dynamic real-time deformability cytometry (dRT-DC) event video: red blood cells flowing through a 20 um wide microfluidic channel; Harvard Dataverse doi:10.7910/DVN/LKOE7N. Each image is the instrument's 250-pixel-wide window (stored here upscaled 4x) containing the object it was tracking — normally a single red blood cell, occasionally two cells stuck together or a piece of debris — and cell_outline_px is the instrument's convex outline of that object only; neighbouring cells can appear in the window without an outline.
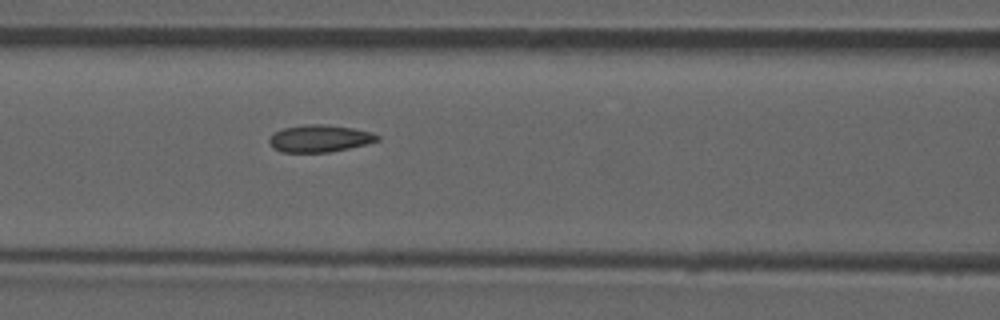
{"species": "common noctule bat (a hibernating species)", "species_latin": "Nyctalus noctula", "temperature_condition": "room temperature", "stored_images_in_passage": 4, "camera_frame_rate_fps": 3000, "um_per_image_px": 0.085, "animal": {"sex": "male", "forearm_length_mm": 52.5}, "frame": {"image": 1, "passage_image": 4, "time_ms": 4.667, "image_size_px": [1000, 320], "cell_outline_px": [[380, 140], [348, 148], [328, 152], [280, 152], [272, 148], [268, 140], [272, 132], [280, 128], [308, 124], [324, 124], [352, 128], [372, 132], [380, 136]], "centroid_in_image_um": [27.11, 11.76], "position_along_channel_um": 139.5, "area_um2": 17.22}}